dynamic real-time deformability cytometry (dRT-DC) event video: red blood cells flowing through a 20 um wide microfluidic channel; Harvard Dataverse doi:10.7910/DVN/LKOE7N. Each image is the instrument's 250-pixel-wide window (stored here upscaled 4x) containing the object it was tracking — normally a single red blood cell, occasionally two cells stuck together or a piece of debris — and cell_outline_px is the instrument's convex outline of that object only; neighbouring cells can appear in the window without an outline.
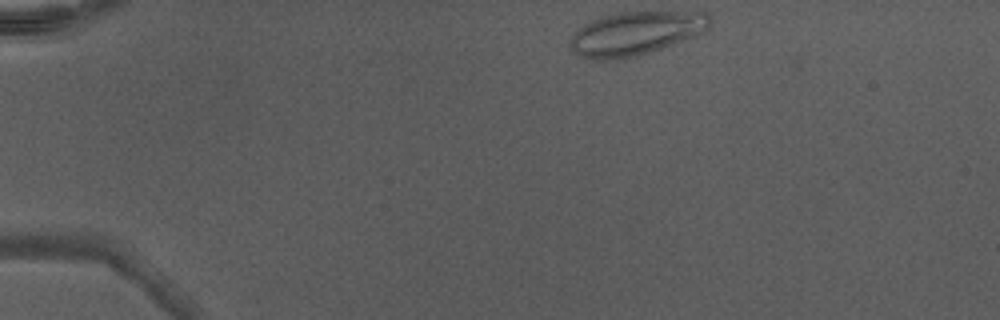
{"species": "Egyptian fruit bat (a non-hibernating species)", "species_latin": "Rousettus aegyptiacus", "temperature_condition": "warm", "stored_images_in_passage": 40, "camera_frame_rate_fps": 3000, "um_per_image_px": 0.085, "animal": {"sex": "male"}, "frame": {"image": 1, "passage_image": 1, "time_ms": 0.0, "image_size_px": [1000, 320], "cell_outline_px": [[708, 28], [696, 36], [636, 56], [616, 60], [584, 60], [568, 44], [568, 40], [584, 24], [592, 20], [604, 16], [620, 12], [704, 12], [708, 16]], "centroid_in_image_um": [53.97, 2.86], "position_along_channel_um": 31.0, "area_um2": 35.14}}
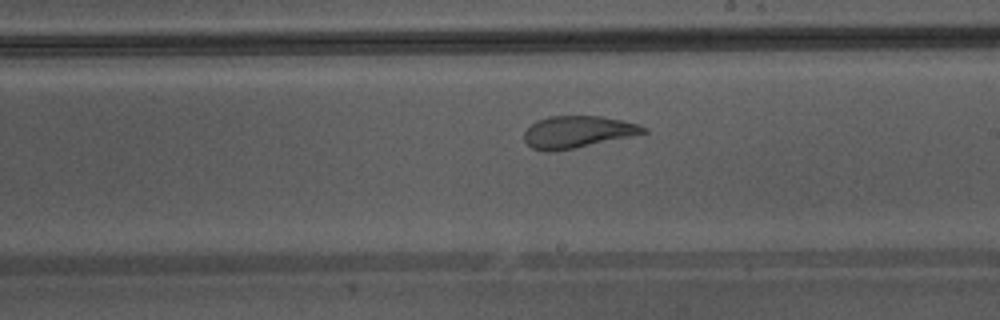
{"frame": {"image": 2, "passage_image": 21, "time_ms": 6.667, "image_size_px": [1000, 320], "cell_outline_px": [[648, 132], [632, 136], [572, 148], [548, 152], [544, 152], [532, 148], [524, 140], [524, 132], [536, 120], [548, 116], [600, 116], [640, 124], [648, 128]], "centroid_in_image_um": [49.09, 11.2], "position_along_channel_um": 239.9, "area_um2": 22.08}}
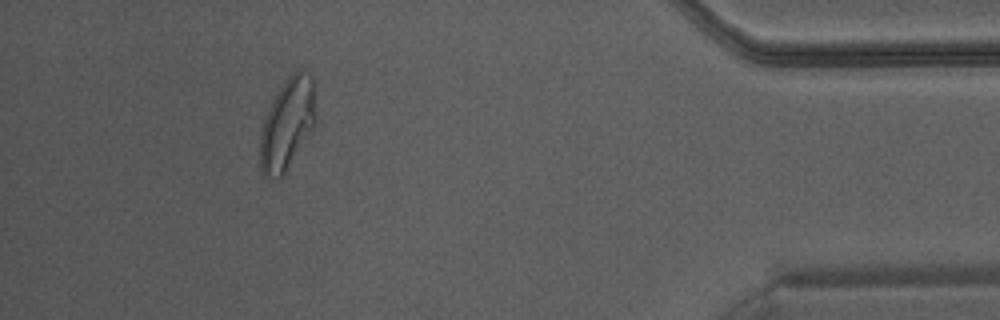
{"frame": {"image": 3, "passage_image": 36, "time_ms": 11.667, "image_size_px": [1000, 320], "cell_outline_px": [[316, 120], [312, 128], [284, 172], [276, 180], [264, 176], [260, 172], [260, 136], [264, 120], [272, 100], [284, 80], [296, 68], [304, 68], [312, 76], [316, 84]], "centroid_in_image_um": [24.44, 10.43], "position_along_channel_um": 410.8, "area_um2": 29.88}, "authors_computed_cell_mechanics": {"area_um2": 26.0678, "velocity_mm_per_s": 4.3425, "shape_relaxation_time_tau1_ms": null, "shape_relaxation_time_tau2_ms": 0.9119, "deformation_change_tau1": null, "deformation_change_tau2": 0.0896}}